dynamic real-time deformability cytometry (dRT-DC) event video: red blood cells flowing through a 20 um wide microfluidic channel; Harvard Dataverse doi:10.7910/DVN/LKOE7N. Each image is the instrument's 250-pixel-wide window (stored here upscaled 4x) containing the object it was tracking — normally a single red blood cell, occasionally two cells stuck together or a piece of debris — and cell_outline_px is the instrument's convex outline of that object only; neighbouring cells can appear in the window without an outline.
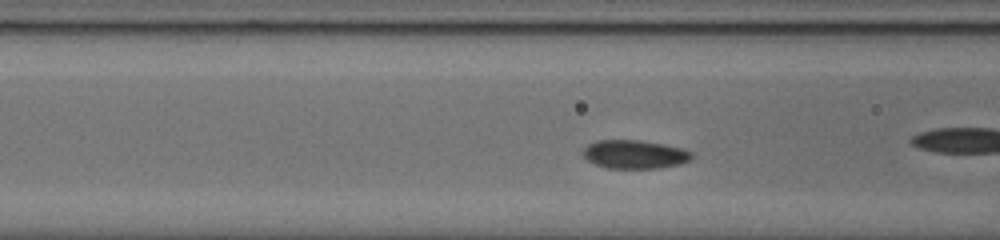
{"species": "common noctule bat (a hibernating species)", "species_latin": "Nyctalus noctula", "temperature_condition": "cold", "stored_images_in_passage": 37, "camera_frame_rate_fps": 3000, "um_per_image_px": 0.085, "animal": {"sex": "male", "body_mass_g": 20.0, "forearm_length_mm": 53.3}, "frame": {"image": 1, "passage_image": 11, "time_ms": 3.333, "image_size_px": [1000, 240], "cell_outline_px": [[692, 156], [688, 160], [676, 164], [660, 168], [604, 168], [588, 160], [584, 156], [584, 148], [588, 144], [596, 140], [640, 140], [664, 144], [680, 148], [692, 152]], "centroid_in_image_um": [53.91, 13.11], "position_along_channel_um": 112.7, "area_um2": 17.86}}